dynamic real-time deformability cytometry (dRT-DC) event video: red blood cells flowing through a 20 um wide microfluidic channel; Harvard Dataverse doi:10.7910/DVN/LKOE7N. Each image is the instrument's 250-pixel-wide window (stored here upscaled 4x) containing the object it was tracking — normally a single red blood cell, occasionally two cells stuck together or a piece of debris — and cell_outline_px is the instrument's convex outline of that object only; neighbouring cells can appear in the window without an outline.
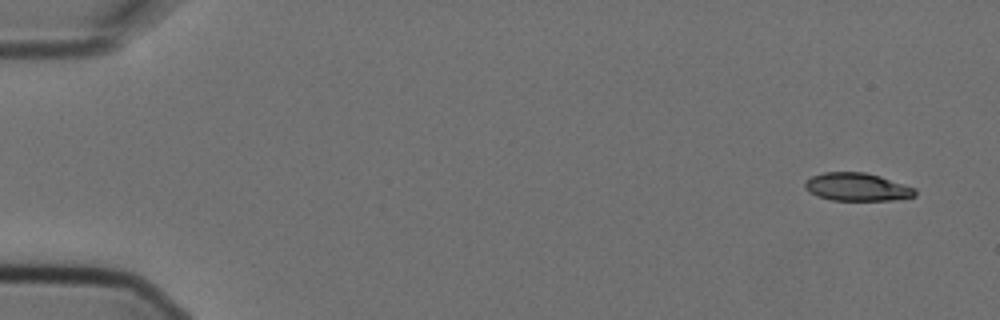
{"species": "Egyptian fruit bat (a non-hibernating species)", "species_latin": "Rousettus aegyptiacus", "temperature_condition": "cold", "stored_images_in_passage": 5, "camera_frame_rate_fps": 3000, "um_per_image_px": 0.085, "animal": {"sex": "female"}, "frame": {"image": 1, "passage_image": 1, "time_ms": 0.0, "image_size_px": [1000, 320], "cell_outline_px": [[916, 196], [892, 200], [832, 200], [816, 196], [808, 192], [804, 188], [804, 184], [812, 176], [824, 172], [864, 172], [880, 176], [916, 188]], "centroid_in_image_um": [72.84, 15.89], "position_along_channel_um": 12.2, "area_um2": 17.98}}
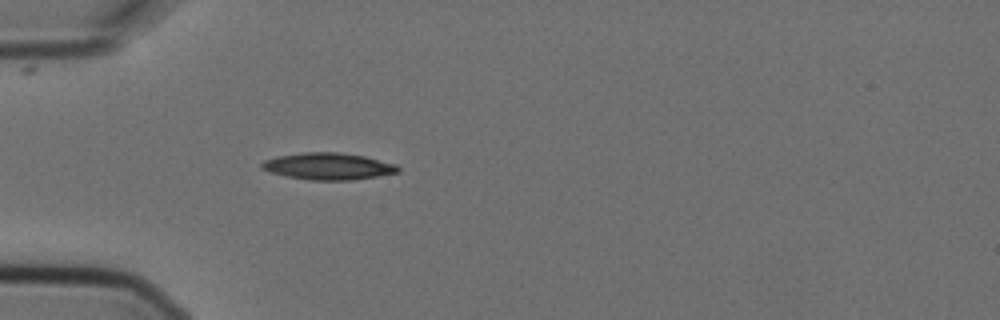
{"frame": {"image": 2, "passage_image": 5, "time_ms": 1.333, "image_size_px": [1000, 320], "cell_outline_px": [[400, 172], [352, 180], [308, 180], [288, 176], [272, 172], [260, 168], [260, 164], [264, 160], [276, 156], [300, 152], [340, 152], [364, 156], [396, 164], [400, 168]], "centroid_in_image_um": [27.89, 14.12], "position_along_channel_um": 57.1, "area_um2": 21.33}}